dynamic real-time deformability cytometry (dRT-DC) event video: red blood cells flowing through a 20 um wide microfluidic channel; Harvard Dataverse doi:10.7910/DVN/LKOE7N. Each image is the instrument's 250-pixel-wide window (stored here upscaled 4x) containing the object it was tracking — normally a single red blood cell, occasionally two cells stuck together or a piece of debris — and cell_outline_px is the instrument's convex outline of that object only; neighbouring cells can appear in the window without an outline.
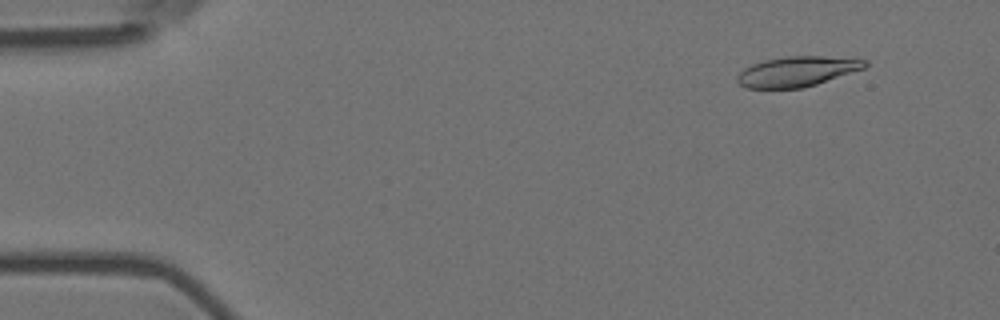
{"species": "Egyptian fruit bat (a non-hibernating species)", "species_latin": "Rousettus aegyptiacus", "temperature_condition": "room temperature", "stored_images_in_passage": 5, "camera_frame_rate_fps": 3000, "um_per_image_px": 0.085, "animal": {"sex": "female"}, "frame": {"image": 1, "passage_image": 2, "time_ms": 0.333, "image_size_px": [1000, 320], "cell_outline_px": [[868, 64], [864, 68], [804, 88], [748, 88], [740, 84], [736, 80], [736, 76], [744, 68], [752, 64], [764, 60], [788, 56], [856, 56], [868, 60]], "centroid_in_image_um": [67.82, 6.05], "position_along_channel_um": 17.2, "area_um2": 22.72}}